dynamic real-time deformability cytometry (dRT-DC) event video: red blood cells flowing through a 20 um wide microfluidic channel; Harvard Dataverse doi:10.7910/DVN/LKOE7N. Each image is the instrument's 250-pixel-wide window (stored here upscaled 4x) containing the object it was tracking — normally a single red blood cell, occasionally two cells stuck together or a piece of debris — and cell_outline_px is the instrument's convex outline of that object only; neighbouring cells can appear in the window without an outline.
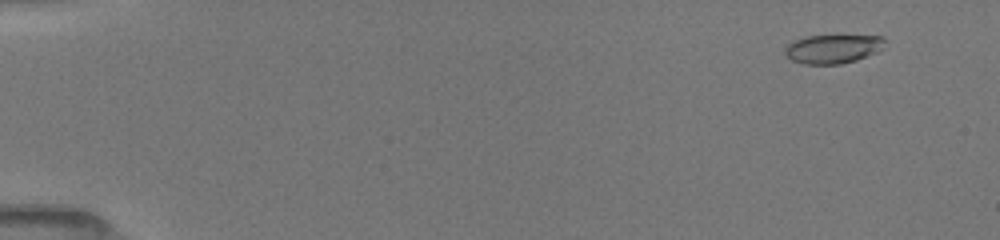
{"species": "common noctule bat (a hibernating species)", "species_latin": "Nyctalus noctula", "temperature_condition": "room temperature", "stored_images_in_passage": 48, "camera_frame_rate_fps": 3000, "um_per_image_px": 0.085, "animal": {"sex": "female", "body_mass_g": 19.5, "forearm_length_mm": 54.1}, "frame": {"image": 1, "passage_image": 3, "time_ms": 1.0, "image_size_px": [1000, 240], "cell_outline_px": [[884, 48], [876, 52], [856, 60], [840, 64], [804, 64], [792, 60], [784, 52], [784, 48], [788, 44], [796, 40], [808, 36], [884, 36]], "centroid_in_image_um": [70.8, 4.16], "position_along_channel_um": 14.2, "area_um2": 16.59}}
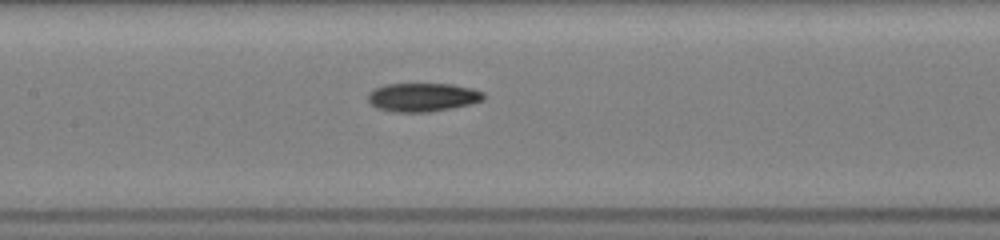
{"frame": {"image": 2, "passage_image": 23, "time_ms": 8.333, "image_size_px": [1000, 240], "cell_outline_px": [[484, 100], [472, 104], [452, 108], [428, 112], [396, 112], [376, 108], [368, 100], [368, 96], [376, 88], [384, 84], [452, 84], [472, 88], [484, 92]], "centroid_in_image_um": [35.97, 8.27], "position_along_channel_um": 171.4, "area_um2": 19.25}}
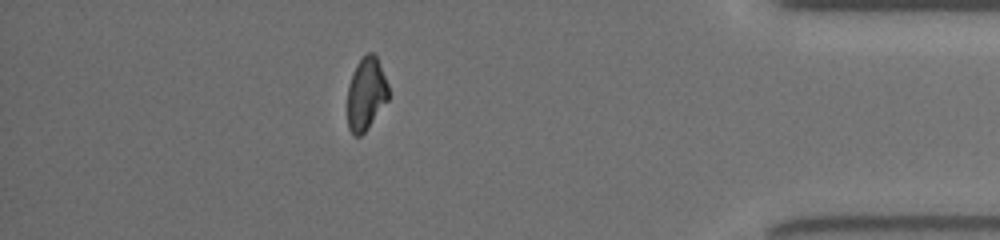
{"frame": {"image": 3, "passage_image": 42, "time_ms": 15.0, "image_size_px": [1000, 240], "cell_outline_px": [[388, 100], [368, 128], [360, 136], [352, 136], [348, 128], [348, 84], [356, 64], [368, 52], [372, 52], [376, 56], [388, 84]], "centroid_in_image_um": [31.11, 8.0], "position_along_channel_um": 404.1, "area_um2": 17.34}, "authors_computed_cell_mechanics": {"area_um2": 18.207, "velocity_mm_per_s": 4.0184, "shape_relaxation_time_tau1_ms": 5.114, "shape_relaxation_time_tau2_ms": 7.3813, "deformation_change_tau1": 0.1694, "deformation_change_tau2": 0.13}}